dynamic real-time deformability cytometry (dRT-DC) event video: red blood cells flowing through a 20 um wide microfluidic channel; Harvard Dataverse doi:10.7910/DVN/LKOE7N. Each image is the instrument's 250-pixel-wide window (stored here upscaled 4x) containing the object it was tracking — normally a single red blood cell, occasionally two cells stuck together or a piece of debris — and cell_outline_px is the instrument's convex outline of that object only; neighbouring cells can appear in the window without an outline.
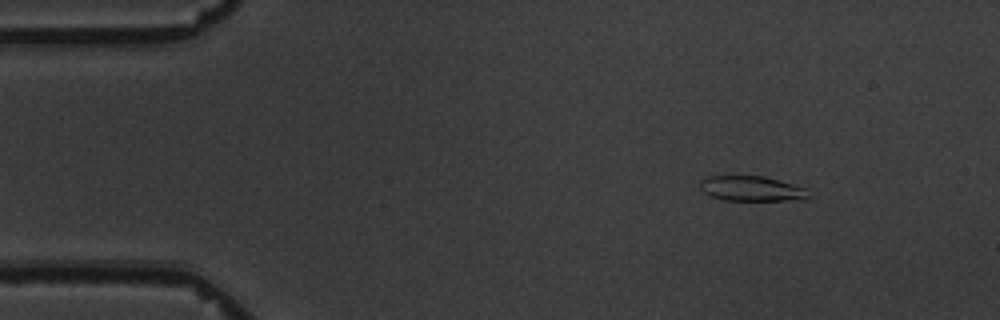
{"species": "common noctule bat (a hibernating species)", "species_latin": "Nyctalus noctula", "temperature_condition": "warm", "stored_images_in_passage": 6, "camera_frame_rate_fps": 3000, "um_per_image_px": 0.085, "animal": {"sex": "male", "body_mass_g": 19.5, "forearm_length_mm": 54.6}, "frame": {"image": 1, "passage_image": 3, "time_ms": 2.333, "image_size_px": [1000, 320], "cell_outline_px": [[808, 196], [804, 200], [724, 200], [708, 196], [700, 188], [700, 180], [704, 176], [764, 176], [792, 184], [804, 188]], "centroid_in_image_um": [63.8, 16.03], "position_along_channel_um": 21.2, "area_um2": 15.78}}
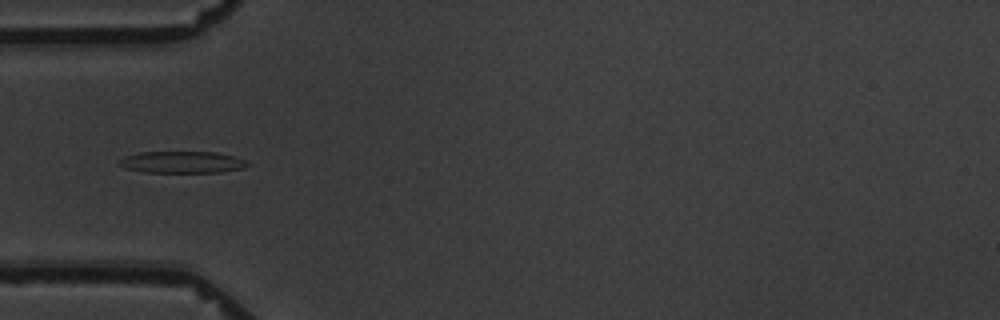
{"frame": {"image": 2, "passage_image": 6, "time_ms": 6.0, "image_size_px": [1000, 320], "cell_outline_px": [[252, 164], [244, 168], [220, 172], [144, 172], [124, 168], [116, 160], [124, 156], [140, 152], [216, 152], [236, 156]], "centroid_in_image_um": [15.49, 13.78], "position_along_channel_um": 69.5, "area_um2": 16.42}}